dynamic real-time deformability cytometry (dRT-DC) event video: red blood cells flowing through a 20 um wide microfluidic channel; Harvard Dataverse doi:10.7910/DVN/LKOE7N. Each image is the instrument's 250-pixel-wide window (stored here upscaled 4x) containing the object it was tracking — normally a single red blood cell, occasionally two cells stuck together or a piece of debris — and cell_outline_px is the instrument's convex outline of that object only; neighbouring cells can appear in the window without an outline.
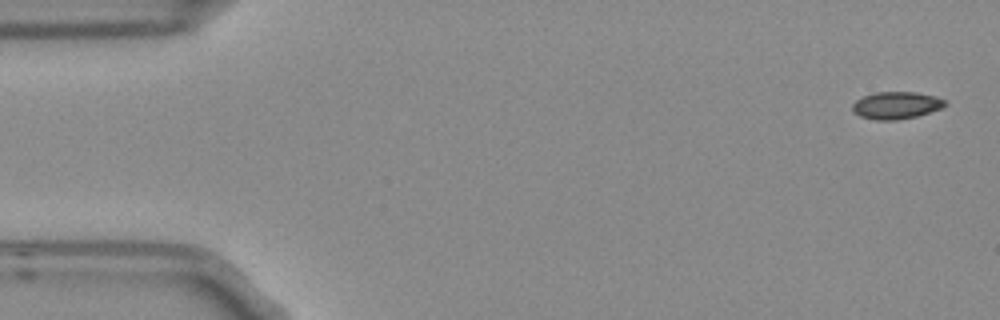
{"species": "Egyptian fruit bat (a non-hibernating species)", "species_latin": "Rousettus aegyptiacus", "temperature_condition": "room temperature", "stored_images_in_passage": 9, "camera_frame_rate_fps": 3000, "um_per_image_px": 0.085, "frame": {"image": 1, "passage_image": 1, "time_ms": 0.0, "image_size_px": [1000, 320], "cell_outline_px": [[948, 104], [944, 108], [916, 116], [896, 120], [876, 120], [860, 116], [852, 112], [852, 104], [856, 100], [864, 96], [876, 92], [916, 92], [936, 96], [944, 100]], "centroid_in_image_um": [76.19, 8.95], "position_along_channel_um": 8.8, "area_um2": 14.8}}
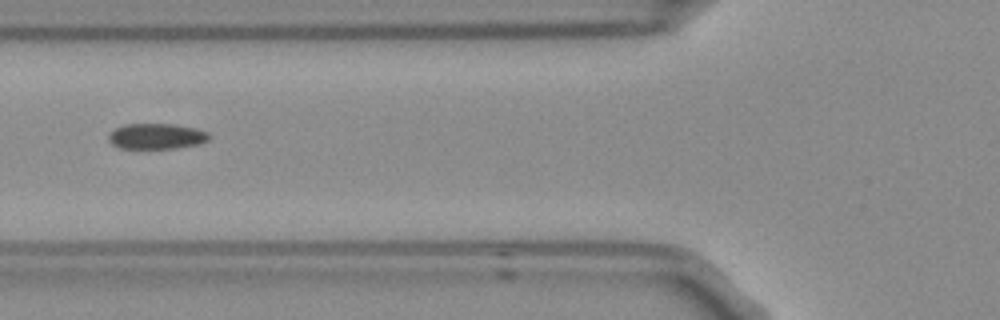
{"frame": {"image": 2, "passage_image": 6, "time_ms": 1.667, "image_size_px": [1000, 320], "cell_outline_px": [[208, 140], [200, 144], [176, 148], [120, 148], [112, 144], [108, 140], [108, 136], [116, 128], [124, 124], [176, 124], [196, 128], [208, 132]], "centroid_in_image_um": [13.31, 11.58], "position_along_channel_um": 112.5, "area_um2": 14.97}}
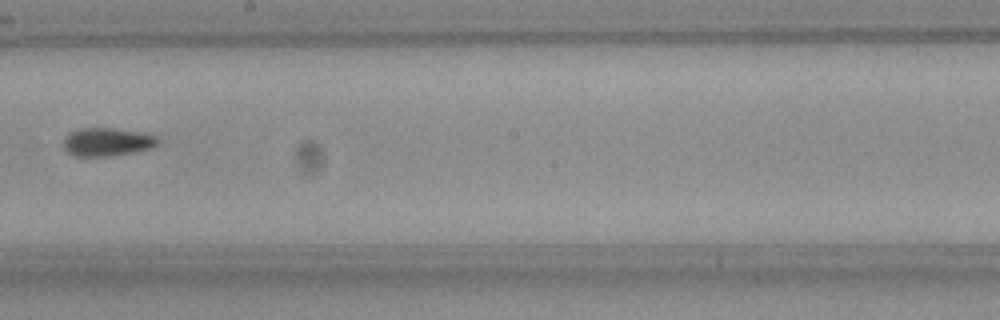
{"frame": {"image": 3, "passage_image": 9, "time_ms": 2.667, "image_size_px": [1000, 320], "cell_outline_px": [[160, 140], [152, 148], [104, 156], [76, 156], [68, 152], [64, 148], [64, 140], [72, 132], [80, 128], [112, 128], [140, 132], [156, 136]], "centroid_in_image_um": [9.11, 12.05], "position_along_channel_um": 239.1, "area_um2": 15.09}}